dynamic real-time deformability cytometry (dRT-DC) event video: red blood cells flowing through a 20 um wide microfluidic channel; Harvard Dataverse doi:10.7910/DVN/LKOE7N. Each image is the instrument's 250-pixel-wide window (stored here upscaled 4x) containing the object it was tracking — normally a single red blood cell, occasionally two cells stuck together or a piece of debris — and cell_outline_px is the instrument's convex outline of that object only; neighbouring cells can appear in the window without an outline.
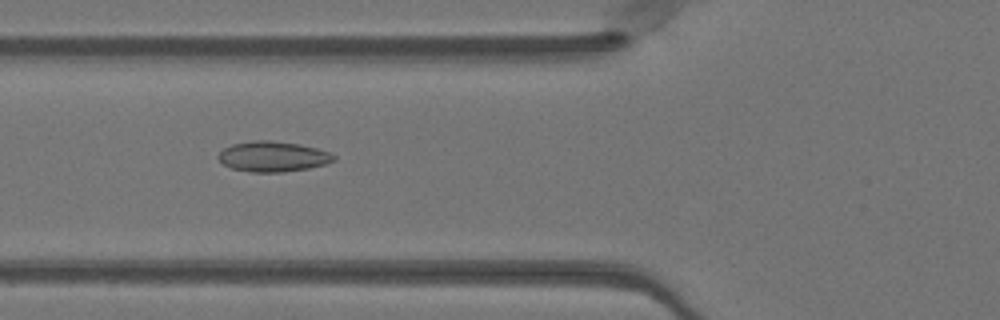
{"species": "Egyptian fruit bat (a non-hibernating species)", "species_latin": "Rousettus aegyptiacus", "temperature_condition": "warm", "stored_images_in_passage": 50, "camera_frame_rate_fps": 3000, "um_per_image_px": 0.085, "animal": {"sex": "female"}, "frame": {"image": 1, "passage_image": 19, "time_ms": 6.0, "image_size_px": [1000, 320], "cell_outline_px": [[336, 160], [324, 164], [308, 168], [284, 172], [252, 172], [232, 168], [224, 164], [216, 156], [224, 148], [232, 144], [252, 140], [268, 140], [300, 144], [316, 148], [328, 152], [336, 156]], "centroid_in_image_um": [23.19, 13.3], "position_along_channel_um": 102.6, "area_um2": 20.35}}
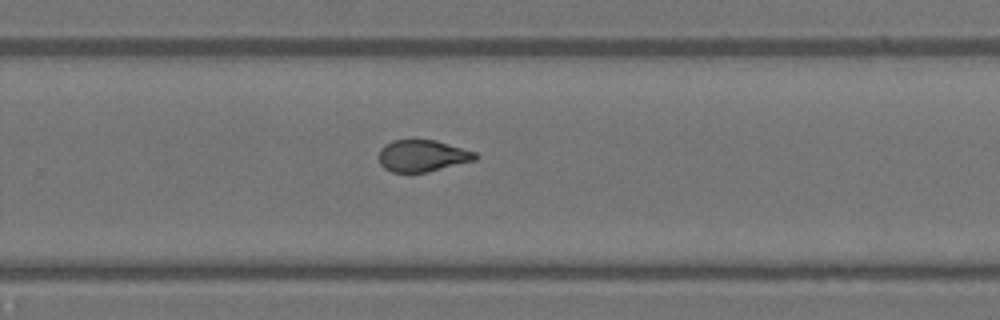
{"frame": {"image": 2, "passage_image": 33, "time_ms": 10.667, "image_size_px": [1000, 320], "cell_outline_px": [[480, 156], [476, 160], [424, 172], [392, 172], [384, 168], [380, 164], [380, 148], [384, 144], [392, 140], [436, 140], [476, 152]], "centroid_in_image_um": [35.91, 13.23], "position_along_channel_um": 293.9, "area_um2": 17.74}}
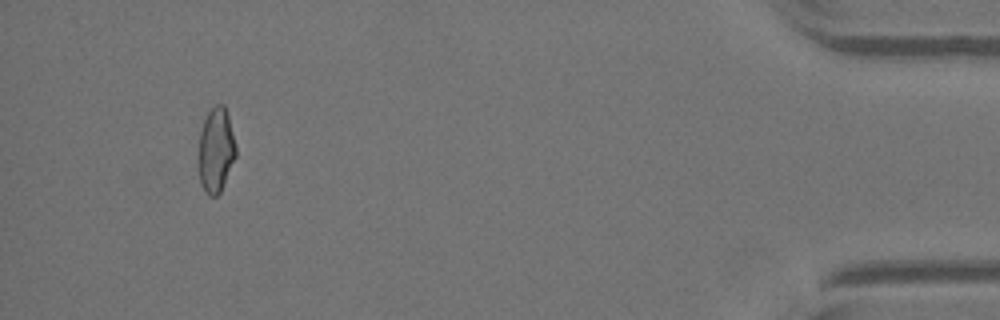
{"frame": {"image": 3, "passage_image": 47, "time_ms": 15.333, "image_size_px": [1000, 320], "cell_outline_px": [[236, 156], [220, 192], [216, 196], [208, 196], [204, 192], [200, 184], [196, 164], [196, 160], [200, 132], [204, 120], [208, 112], [216, 104], [224, 104], [228, 116], [236, 148]], "centroid_in_image_um": [18.3, 12.81], "position_along_channel_um": 416.9, "area_um2": 18.84}, "authors_computed_cell_mechanics": {"area_um2": 19.1896, "velocity_mm_per_s": 4.1044, "shape_relaxation_time_tau1_ms": null, "shape_relaxation_time_tau2_ms": 1.5581, "deformation_change_tau1": null, "deformation_change_tau2": 0.0807}}